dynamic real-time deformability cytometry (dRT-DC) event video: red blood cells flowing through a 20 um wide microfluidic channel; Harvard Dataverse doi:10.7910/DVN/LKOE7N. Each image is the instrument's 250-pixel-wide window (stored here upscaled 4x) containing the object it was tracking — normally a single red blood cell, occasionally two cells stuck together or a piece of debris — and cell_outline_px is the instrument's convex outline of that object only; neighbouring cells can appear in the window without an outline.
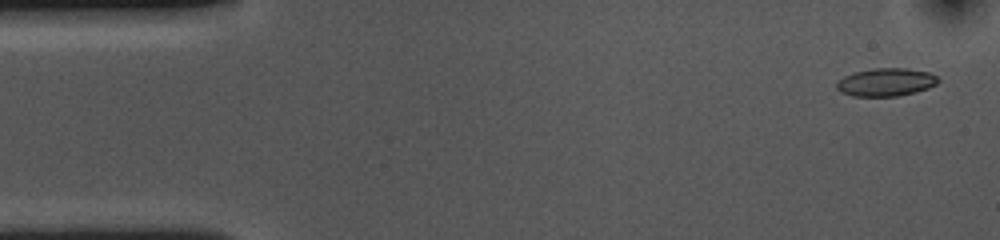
{"species": "common noctule bat (a hibernating species)", "species_latin": "Nyctalus noctula", "temperature_condition": "cold", "stored_images_in_passage": 54, "camera_frame_rate_fps": 3000, "um_per_image_px": 0.085, "animal": {"sex": "female", "body_mass_g": 10.0, "forearm_length_mm": 53.1}, "frame": {"image": 1, "passage_image": 2, "time_ms": 0.333, "image_size_px": [1000, 240], "cell_outline_px": [[940, 80], [936, 84], [928, 88], [916, 92], [896, 96], [852, 96], [840, 92], [836, 88], [836, 84], [844, 76], [856, 72], [872, 68], [904, 68], [928, 72], [936, 76]], "centroid_in_image_um": [75.3, 6.99], "position_along_channel_um": 9.7, "area_um2": 16.47}}
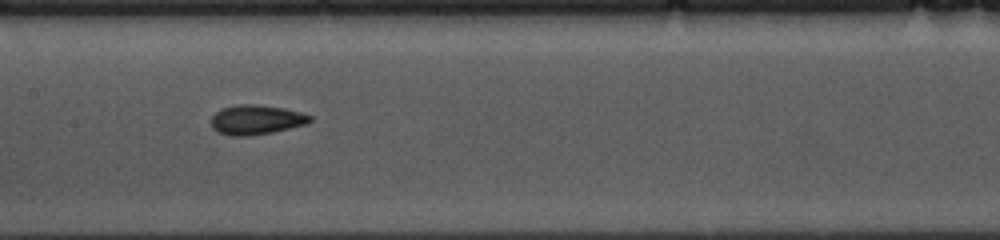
{"frame": {"image": 2, "passage_image": 25, "time_ms": 8.0, "image_size_px": [1000, 240], "cell_outline_px": [[312, 120], [308, 124], [272, 132], [248, 136], [232, 136], [216, 132], [212, 128], [212, 116], [220, 108], [240, 104], [256, 104], [284, 108], [300, 112], [312, 116]], "centroid_in_image_um": [21.77, 10.18], "position_along_channel_um": 185.6, "area_um2": 17.17}}
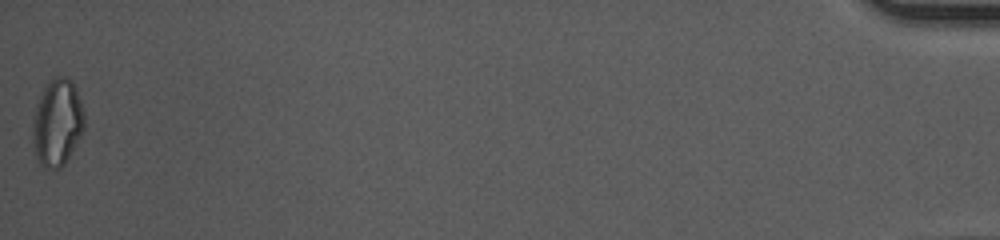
{"frame": {"image": 3, "passage_image": 54, "time_ms": 17.667, "image_size_px": [1000, 240], "cell_outline_px": [[84, 128], [80, 136], [64, 164], [60, 168], [44, 168], [40, 164], [36, 156], [32, 140], [32, 120], [36, 104], [48, 80], [52, 76], [68, 76], [72, 80], [76, 88], [84, 112]], "centroid_in_image_um": [4.85, 10.38], "position_along_channel_um": 430.4, "area_um2": 26.36}, "authors_computed_cell_mechanics": {"area_um2": 16.762, "velocity_mm_per_s": 3.614, "shape_relaxation_time_tau1_ms": 5.5561, "shape_relaxation_time_tau2_ms": 2.2336, "deformation_change_tau1": 0.132, "deformation_change_tau2": 0.0694}}